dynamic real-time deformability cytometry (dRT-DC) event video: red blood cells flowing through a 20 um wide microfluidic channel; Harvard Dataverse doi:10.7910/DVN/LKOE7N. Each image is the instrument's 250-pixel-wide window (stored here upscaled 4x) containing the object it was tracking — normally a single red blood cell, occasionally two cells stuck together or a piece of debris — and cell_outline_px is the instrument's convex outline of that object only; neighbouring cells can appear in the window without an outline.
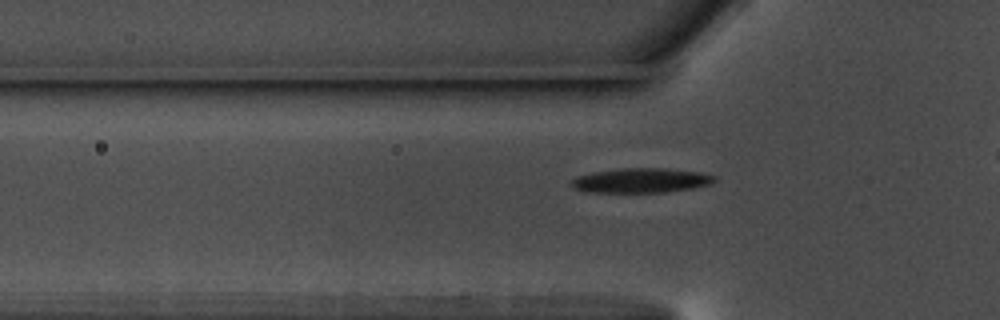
{"species": "common noctule bat (a hibernating species)", "species_latin": "Nyctalus noctula", "temperature_condition": "warm", "stored_images_in_passage": 39, "camera_frame_rate_fps": 3000, "um_per_image_px": 0.085, "animal": {"sex": "male", "body_mass_g": 17.5, "forearm_length_mm": 52.3}, "frame": {"image": 1, "passage_image": 11, "time_ms": 3.333, "image_size_px": [1000, 320], "cell_outline_px": [[716, 180], [712, 184], [692, 188], [664, 192], [588, 192], [572, 188], [572, 180], [576, 176], [592, 172], [624, 168], [664, 168], [700, 172], [716, 176]], "centroid_in_image_um": [54.5, 15.33], "position_along_channel_um": 71.3, "area_um2": 20.52}}
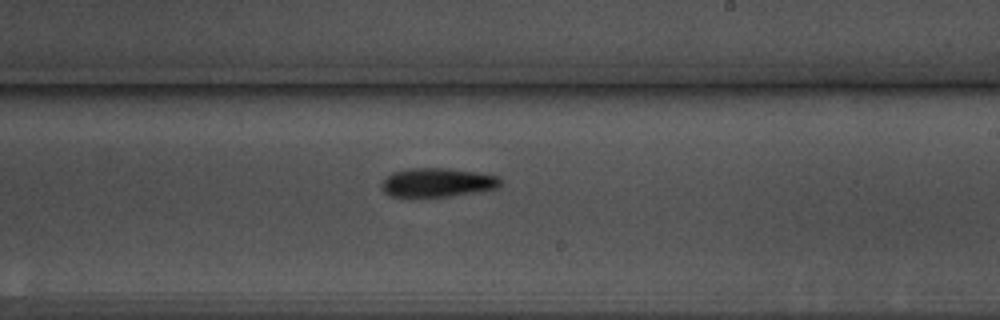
{"frame": {"image": 2, "passage_image": 26, "time_ms": 8.333, "image_size_px": [1000, 320], "cell_outline_px": [[500, 184], [496, 188], [444, 196], [392, 196], [384, 192], [380, 184], [392, 172], [408, 168], [448, 168], [476, 172], [496, 176], [500, 180]], "centroid_in_image_um": [37.11, 15.49], "position_along_channel_um": 251.9, "area_um2": 19.48}}
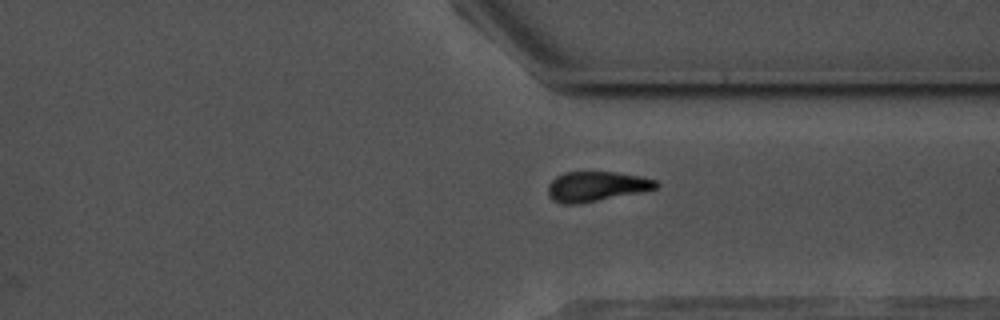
{"frame": {"image": 3, "passage_image": 35, "time_ms": 11.333, "image_size_px": [1000, 320], "cell_outline_px": [[660, 184], [656, 188], [640, 192], [580, 204], [564, 204], [552, 200], [548, 196], [548, 184], [556, 176], [564, 172], [616, 172], [640, 176], [656, 180]], "centroid_in_image_um": [50.66, 15.85], "position_along_channel_um": 360.7, "area_um2": 18.9}}